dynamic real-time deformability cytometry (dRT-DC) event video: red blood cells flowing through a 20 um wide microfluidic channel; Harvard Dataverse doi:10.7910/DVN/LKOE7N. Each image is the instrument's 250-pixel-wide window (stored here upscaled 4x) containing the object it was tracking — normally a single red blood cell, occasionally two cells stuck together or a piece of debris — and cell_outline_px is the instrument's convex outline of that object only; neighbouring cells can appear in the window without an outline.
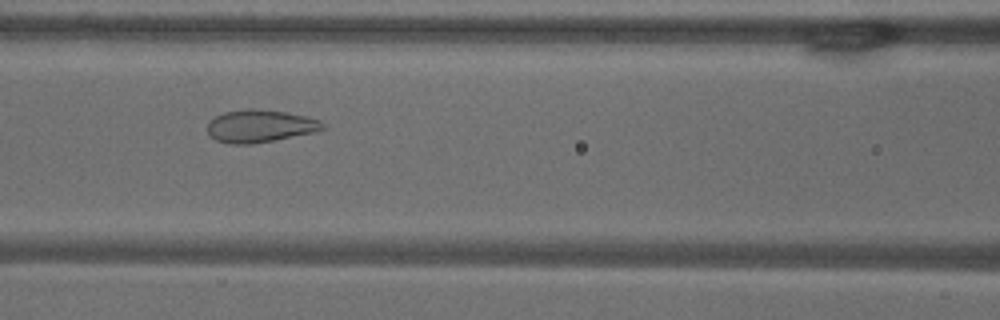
{"species": "common noctule bat (a hibernating species)", "species_latin": "Nyctalus noctula", "temperature_condition": "warm", "stored_images_in_passage": 55, "camera_frame_rate_fps": 3000, "um_per_image_px": 0.085, "animal": {"sex": "male", "body_mass_g": 18.8}, "frame": {"image": 1, "passage_image": 24, "time_ms": 7.667, "image_size_px": [1000, 320], "cell_outline_px": [[324, 128], [312, 132], [276, 140], [252, 144], [232, 144], [216, 140], [208, 132], [208, 124], [216, 116], [224, 112], [248, 108], [252, 108], [288, 112], [308, 116], [320, 120], [324, 124]], "centroid_in_image_um": [22.12, 10.7], "position_along_channel_um": 144.5, "area_um2": 21.79}}
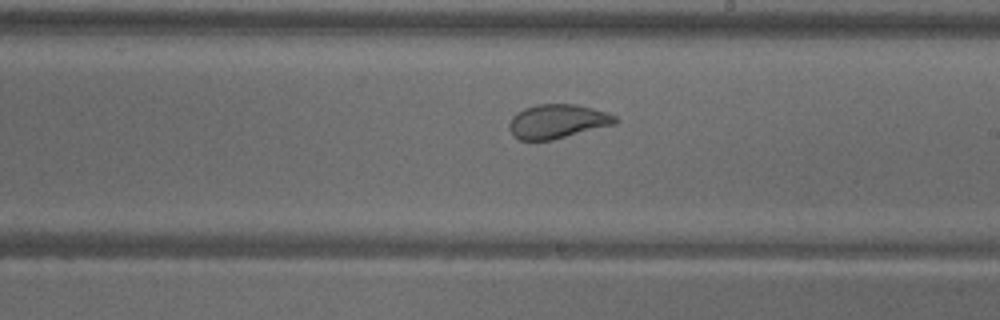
{"frame": {"image": 2, "passage_image": 32, "time_ms": 10.333, "image_size_px": [1000, 320], "cell_outline_px": [[620, 120], [616, 124], [552, 140], [520, 140], [508, 128], [508, 124], [512, 116], [516, 112], [524, 108], [536, 104], [576, 104], [592, 108], [616, 116]], "centroid_in_image_um": [47.38, 10.31], "position_along_channel_um": 241.6, "area_um2": 21.1}}
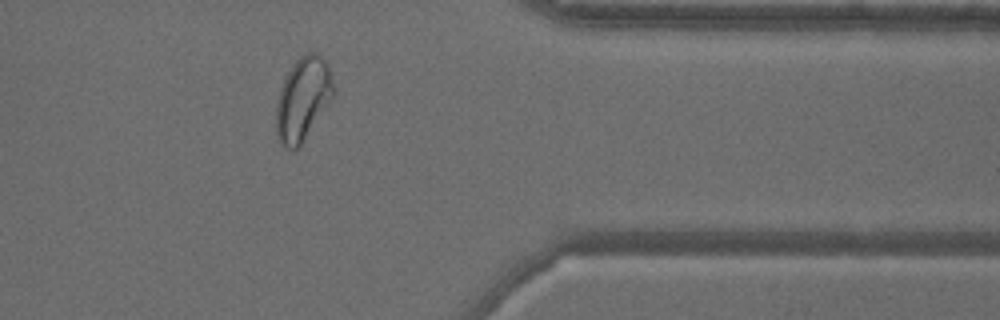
{"frame": {"image": 3, "passage_image": 45, "time_ms": 14.667, "image_size_px": [1000, 320], "cell_outline_px": [[336, 92], [332, 100], [300, 144], [296, 148], [288, 148], [280, 144], [276, 136], [276, 104], [280, 88], [288, 72], [296, 60], [300, 56], [308, 52], [316, 52], [328, 64]], "centroid_in_image_um": [25.75, 8.39], "position_along_channel_um": 385.6, "area_um2": 27.69}, "authors_computed_cell_mechanics": {"area_um2": 28.5532, "velocity_mm_per_s": 3.6484, "shape_relaxation_time_tau1_ms": 7.2932, "shape_relaxation_time_tau2_ms": null, "deformation_change_tau1": 0.1509, "deformation_change_tau2": null}}